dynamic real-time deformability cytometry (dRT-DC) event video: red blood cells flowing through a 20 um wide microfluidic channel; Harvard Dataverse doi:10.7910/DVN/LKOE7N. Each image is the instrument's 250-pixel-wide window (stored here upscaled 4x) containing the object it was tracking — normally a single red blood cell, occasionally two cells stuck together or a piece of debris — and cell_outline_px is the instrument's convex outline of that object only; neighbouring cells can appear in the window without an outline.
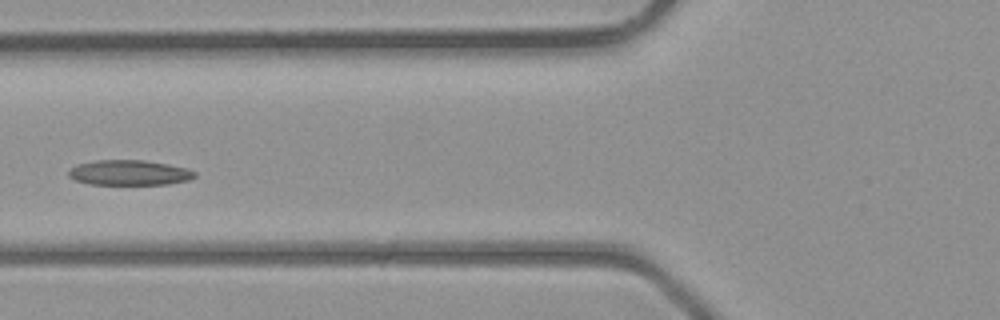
{"species": "common noctule bat (a hibernating species)", "species_latin": "Nyctalus noctula", "temperature_condition": "room temperature", "stored_images_in_passage": 4, "camera_frame_rate_fps": 3000, "um_per_image_px": 0.085, "animal": {"sex": "male", "body_mass_g": 23.1, "forearm_length_mm": 52.7}, "frame": {"image": 1, "passage_image": 4, "time_ms": 3.333, "image_size_px": [1000, 320], "cell_outline_px": [[196, 176], [188, 180], [168, 184], [88, 184], [76, 180], [68, 176], [68, 172], [76, 164], [96, 160], [144, 160], [168, 164], [188, 168], [196, 172]], "centroid_in_image_um": [11.0, 14.67], "position_along_channel_um": 114.8, "area_um2": 18.5}}